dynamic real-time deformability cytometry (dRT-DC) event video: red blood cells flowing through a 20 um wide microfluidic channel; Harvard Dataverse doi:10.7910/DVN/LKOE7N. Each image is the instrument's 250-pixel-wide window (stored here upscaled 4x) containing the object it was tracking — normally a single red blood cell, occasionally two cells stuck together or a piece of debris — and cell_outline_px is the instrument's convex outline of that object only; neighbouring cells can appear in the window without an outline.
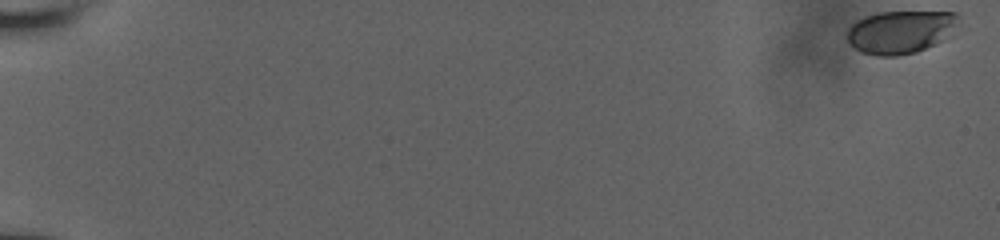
{"species": "human", "species_latin": "Homo sapiens", "temperature_condition": "room temperature", "stored_images_in_passage": 57, "camera_frame_rate_fps": 3000, "um_per_image_px": 0.085, "donor": {"sex": "male"}, "frame": {"image": 1, "passage_image": 1, "time_ms": 0.0, "image_size_px": [1000, 240], "cell_outline_px": [[960, 16], [944, 40], [936, 44], [916, 52], [896, 56], [876, 56], [860, 52], [848, 40], [848, 28], [852, 24], [868, 16], [880, 12], [956, 12]], "centroid_in_image_um": [76.54, 2.72], "position_along_channel_um": 8.5, "area_um2": 27.46}}
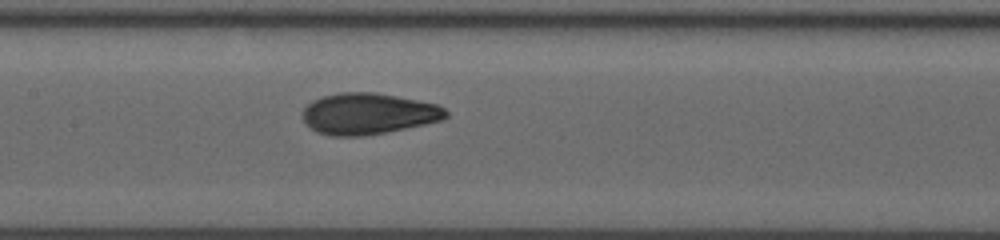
{"frame": {"image": 2, "passage_image": 31, "time_ms": 10.0, "image_size_px": [1000, 240], "cell_outline_px": [[448, 116], [440, 120], [424, 124], [384, 132], [360, 136], [332, 136], [316, 132], [304, 120], [304, 108], [312, 100], [324, 96], [340, 92], [376, 92], [436, 104], [444, 108], [448, 112]], "centroid_in_image_um": [31.29, 9.66], "position_along_channel_um": 176.1, "area_um2": 33.99}}
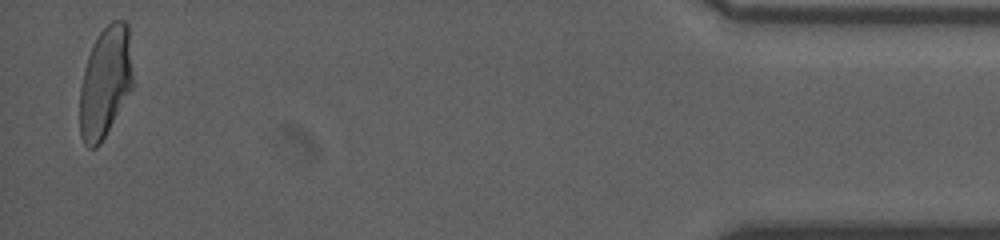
{"frame": {"image": 3, "passage_image": 56, "time_ms": 18.333, "image_size_px": [1000, 240], "cell_outline_px": [[132, 88], [100, 144], [96, 148], [88, 148], [84, 144], [80, 136], [80, 88], [84, 68], [92, 44], [100, 32], [112, 20], [124, 20], [128, 24], [132, 76]], "centroid_in_image_um": [8.93, 6.98], "position_along_channel_um": 426.3, "area_um2": 34.1}, "authors_computed_cell_mechanics": {"area_um2": 33.6396, "velocity_mm_per_s": 3.924, "shape_relaxation_time_tau1_ms": 4.5726, "shape_relaxation_time_tau2_ms": 0.8469, "deformation_change_tau1": 0.1702, "deformation_change_tau2": 0.0577}}